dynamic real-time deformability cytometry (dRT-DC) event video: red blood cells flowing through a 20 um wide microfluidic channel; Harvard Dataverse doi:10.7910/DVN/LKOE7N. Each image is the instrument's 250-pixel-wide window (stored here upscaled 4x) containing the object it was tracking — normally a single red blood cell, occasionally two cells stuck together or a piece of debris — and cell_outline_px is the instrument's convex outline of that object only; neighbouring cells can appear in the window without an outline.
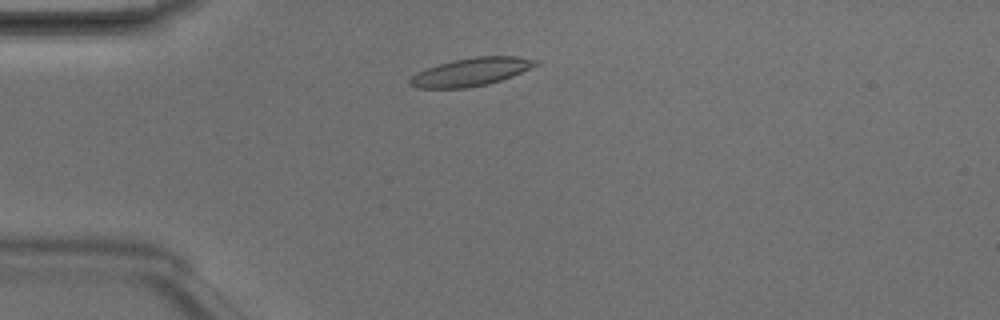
{"species": "Egyptian fruit bat (a non-hibernating species)", "species_latin": "Rousettus aegyptiacus", "temperature_condition": "room temperature", "stored_images_in_passage": 2, "camera_frame_rate_fps": 3000, "um_per_image_px": 0.085, "animal": {"sex": "male"}, "frame": {"image": 1, "passage_image": 2, "time_ms": 0.333, "image_size_px": [1000, 320], "cell_outline_px": [[540, 60], [536, 64], [512, 76], [488, 84], [468, 88], [416, 88], [408, 84], [408, 80], [416, 72], [452, 60], [472, 56], [520, 56]], "centroid_in_image_um": [40.0, 6.11], "position_along_channel_um": 45.0, "area_um2": 20.52}}